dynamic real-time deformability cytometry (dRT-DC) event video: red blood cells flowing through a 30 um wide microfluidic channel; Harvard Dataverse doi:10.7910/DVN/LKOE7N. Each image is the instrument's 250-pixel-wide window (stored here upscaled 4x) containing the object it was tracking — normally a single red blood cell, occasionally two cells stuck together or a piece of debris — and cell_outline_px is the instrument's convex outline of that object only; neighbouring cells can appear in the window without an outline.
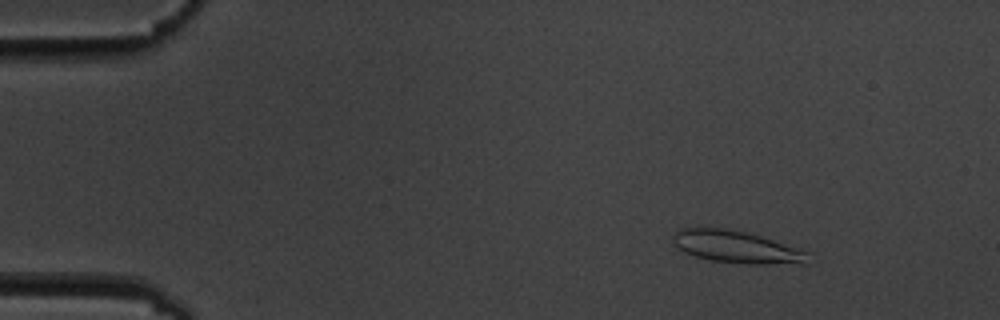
{"species": "common noctule bat (a hibernating species)", "species_latin": "Nyctalus noctula", "temperature_condition": "cold", "stored_images_in_passage": 7, "camera_frame_rate_fps": 3000, "um_per_image_px": 0.085, "animal": {"sex": "male", "body_mass_g": 19.5, "forearm_length_mm": 54.6}, "frame": {"image": 1, "passage_image": 3, "time_ms": 2.333, "image_size_px": [1000, 320], "cell_outline_px": [[812, 264], [748, 264], [712, 260], [696, 256], [684, 252], [676, 248], [672, 244], [672, 236], [680, 228], [696, 224], [728, 228], [760, 236], [808, 252]], "centroid_in_image_um": [62.53, 20.96], "position_along_channel_um": 22.5, "area_um2": 26.13}}